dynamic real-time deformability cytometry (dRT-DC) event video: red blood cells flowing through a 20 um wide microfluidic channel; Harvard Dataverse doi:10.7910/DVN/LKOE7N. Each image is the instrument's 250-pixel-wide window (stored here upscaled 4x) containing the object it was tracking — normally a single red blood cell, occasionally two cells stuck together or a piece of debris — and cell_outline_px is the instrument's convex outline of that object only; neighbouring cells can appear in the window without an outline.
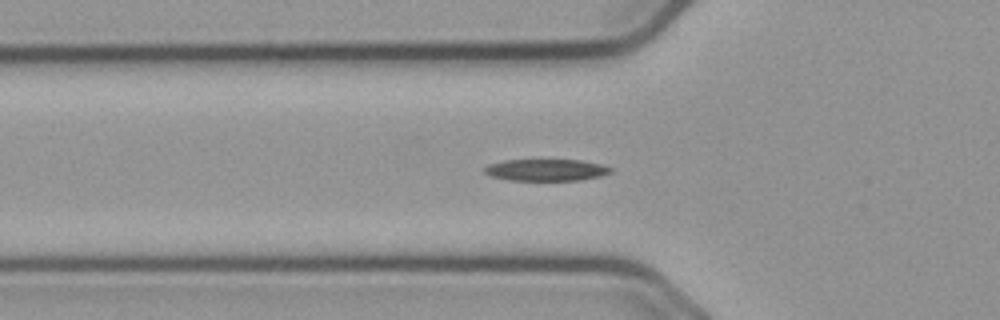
{"species": "common noctule bat (a hibernating species)", "species_latin": "Nyctalus noctula", "temperature_condition": "cold", "stored_images_in_passage": 43, "camera_frame_rate_fps": 3000, "um_per_image_px": 0.085, "animal": {"sex": "male", "body_mass_g": 23.1, "forearm_length_mm": 52.7}, "frame": {"image": 1, "passage_image": 5, "time_ms": 1.333, "image_size_px": [1000, 320], "cell_outline_px": [[612, 172], [600, 176], [580, 180], [508, 180], [488, 176], [484, 172], [484, 168], [488, 164], [504, 160], [580, 160], [600, 164], [612, 168]], "centroid_in_image_um": [46.38, 14.45], "position_along_channel_um": 79.4, "area_um2": 16.01}}
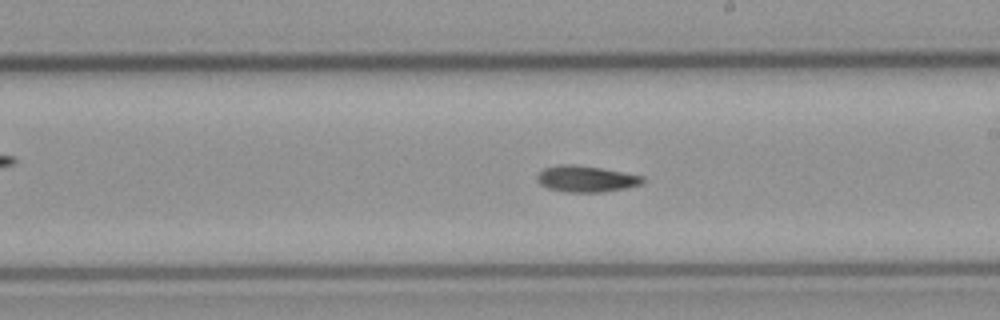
{"frame": {"image": 2, "passage_image": 18, "time_ms": 5.667, "image_size_px": [1000, 320], "cell_outline_px": [[644, 180], [640, 184], [624, 188], [600, 192], [564, 192], [548, 188], [540, 184], [536, 180], [536, 176], [544, 168], [560, 164], [572, 164], [600, 168], [644, 176]], "centroid_in_image_um": [49.77, 15.2], "position_along_channel_um": 239.2, "area_um2": 16.01}}
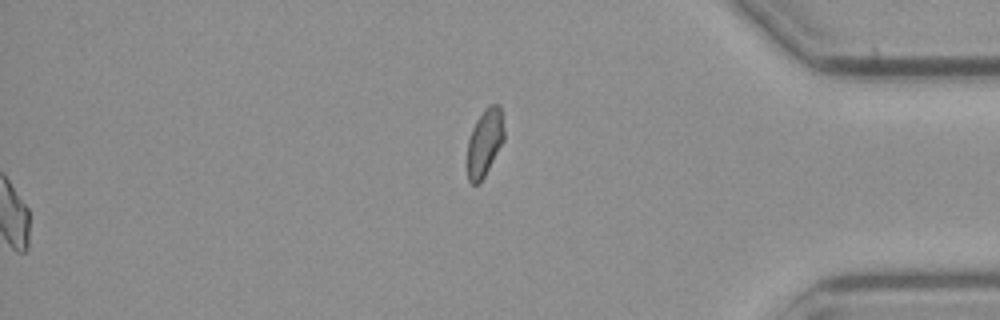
{"frame": {"image": 3, "passage_image": 43, "time_ms": 14.0, "image_size_px": [1000, 320], "cell_outline_px": [[504, 140], [480, 184], [472, 184], [468, 180], [468, 140], [472, 128], [476, 120], [484, 108], [492, 104], [500, 104], [504, 128]], "centroid_in_image_um": [41.2, 12.09], "position_along_channel_um": 394.0, "area_um2": 14.45}, "authors_computed_cell_mechanics": {"area_um2": 15.895, "velocity_mm_per_s": 3.6572, "shape_relaxation_time_tau1_ms": 4.3269, "shape_relaxation_time_tau2_ms": null, "deformation_change_tau1": 0.1586, "deformation_change_tau2": null}}